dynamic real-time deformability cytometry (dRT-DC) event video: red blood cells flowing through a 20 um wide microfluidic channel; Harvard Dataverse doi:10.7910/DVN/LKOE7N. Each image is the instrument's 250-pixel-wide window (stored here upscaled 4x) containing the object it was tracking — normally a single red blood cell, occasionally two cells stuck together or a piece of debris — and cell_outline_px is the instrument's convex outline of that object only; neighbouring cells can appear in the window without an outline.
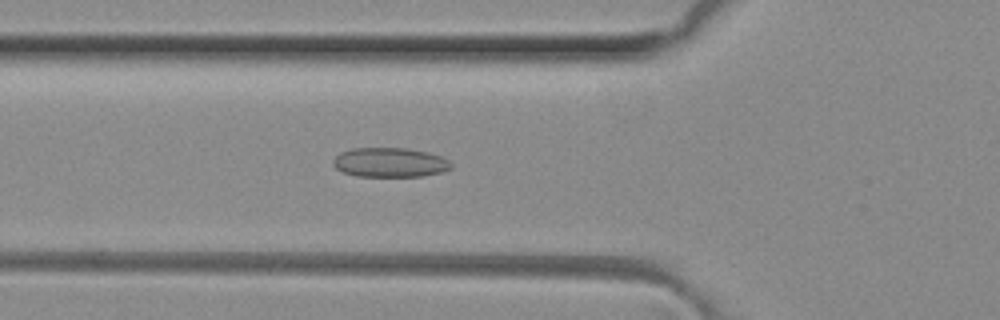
{"species": "common noctule bat (a hibernating species)", "species_latin": "Nyctalus noctula", "temperature_condition": "room temperature", "stored_images_in_passage": 25, "camera_frame_rate_fps": 3000, "um_per_image_px": 0.085, "animal": {"sex": "female", "body_mass_g": 29.2, "forearm_length_mm": 56.3}, "frame": {"image": 1, "passage_image": 7, "time_ms": 2.0, "image_size_px": [1000, 320], "cell_outline_px": [[452, 168], [440, 172], [424, 176], [356, 176], [344, 172], [336, 168], [332, 164], [332, 160], [340, 152], [352, 148], [404, 148], [428, 152], [440, 156], [448, 160], [452, 164]], "centroid_in_image_um": [33.12, 13.8], "position_along_channel_um": 92.7, "area_um2": 20.23}}
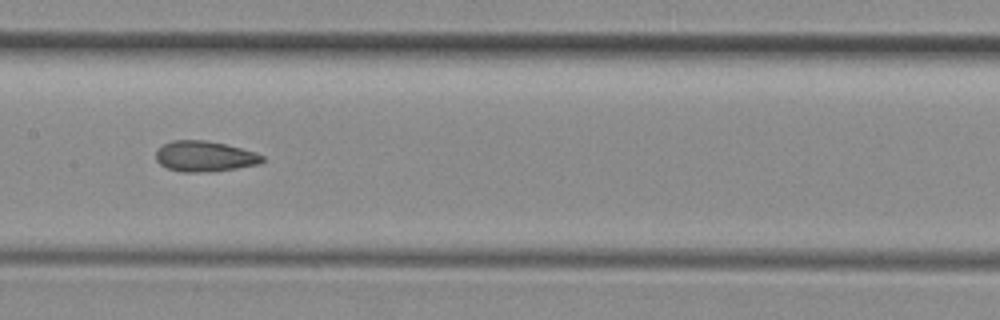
{"frame": {"image": 2, "passage_image": 14, "time_ms": 4.333, "image_size_px": [1000, 320], "cell_outline_px": [[264, 160], [260, 164], [212, 172], [180, 172], [168, 168], [160, 164], [156, 160], [156, 152], [164, 144], [172, 140], [204, 140], [224, 144], [256, 152], [264, 156]], "centroid_in_image_um": [17.41, 13.3], "position_along_channel_um": 190.0, "area_um2": 18.96}}
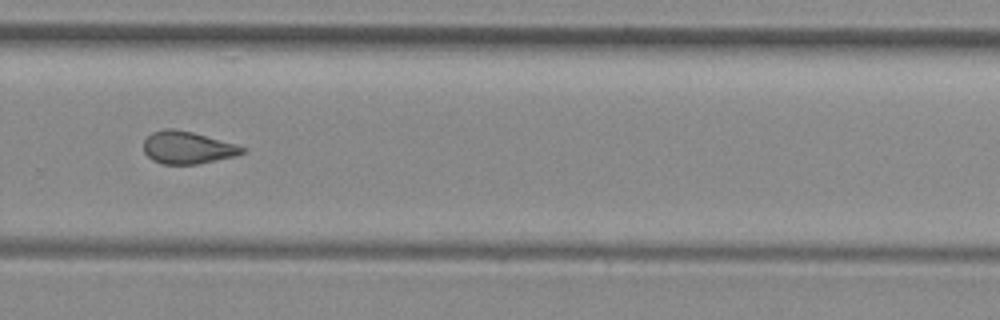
{"frame": {"image": 3, "passage_image": 23, "time_ms": 7.333, "image_size_px": [1000, 320], "cell_outline_px": [[244, 152], [236, 156], [196, 164], [160, 164], [152, 160], [144, 152], [144, 140], [152, 132], [164, 128], [172, 128], [192, 132], [236, 144], [244, 148]], "centroid_in_image_um": [15.9, 12.54], "position_along_channel_um": 313.9, "area_um2": 18.55}}